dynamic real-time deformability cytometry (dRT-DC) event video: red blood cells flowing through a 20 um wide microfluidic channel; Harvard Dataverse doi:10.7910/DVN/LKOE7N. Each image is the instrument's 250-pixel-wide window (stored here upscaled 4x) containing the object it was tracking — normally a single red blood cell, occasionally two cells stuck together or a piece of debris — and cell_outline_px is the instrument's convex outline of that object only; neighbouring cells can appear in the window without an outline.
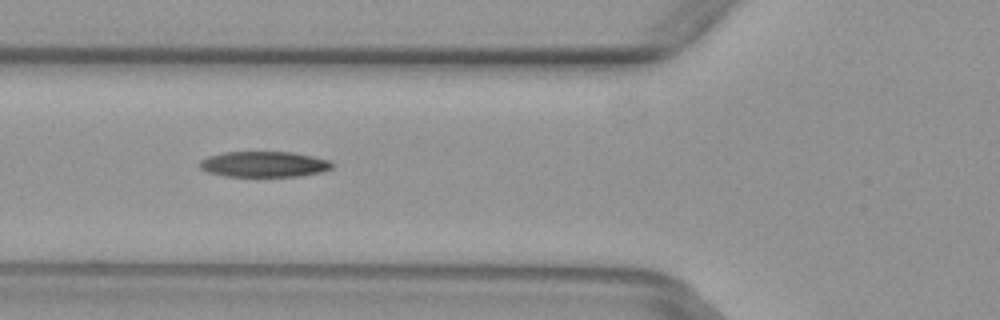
{"species": "common noctule bat (a hibernating species)", "species_latin": "Nyctalus noctula", "temperature_condition": "warm", "stored_images_in_passage": 6, "camera_frame_rate_fps": 3000, "um_per_image_px": 0.085, "animal": {"sex": "female", "body_mass_g": 29.2, "forearm_length_mm": 56.3}, "frame": {"image": 1, "passage_image": 4, "time_ms": 1.0, "image_size_px": [1000, 320], "cell_outline_px": [[332, 168], [320, 172], [300, 176], [224, 176], [208, 172], [200, 168], [196, 164], [200, 160], [208, 156], [224, 152], [292, 152], [312, 156], [328, 160], [332, 164]], "centroid_in_image_um": [22.38, 13.96], "position_along_channel_um": 103.4, "area_um2": 19.77}}
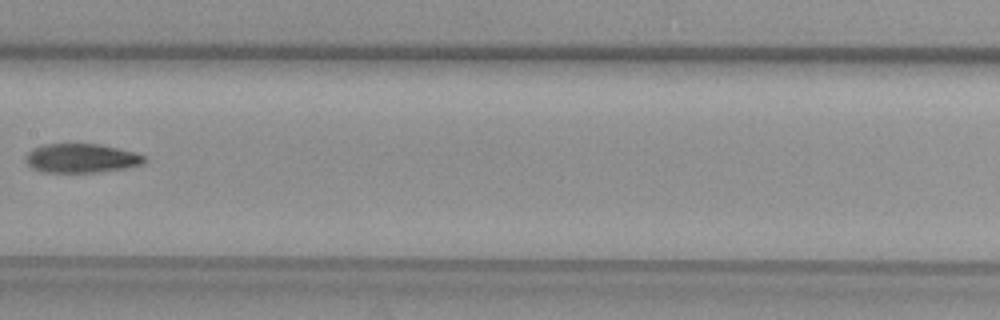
{"frame": {"image": 2, "passage_image": 6, "time_ms": 1.667, "image_size_px": [1000, 320], "cell_outline_px": [[148, 160], [144, 164], [124, 168], [100, 172], [44, 172], [32, 168], [24, 160], [24, 156], [32, 148], [44, 144], [100, 144], [136, 152], [144, 156]], "centroid_in_image_um": [6.92, 13.44], "position_along_channel_um": 200.5, "area_um2": 20.29}}